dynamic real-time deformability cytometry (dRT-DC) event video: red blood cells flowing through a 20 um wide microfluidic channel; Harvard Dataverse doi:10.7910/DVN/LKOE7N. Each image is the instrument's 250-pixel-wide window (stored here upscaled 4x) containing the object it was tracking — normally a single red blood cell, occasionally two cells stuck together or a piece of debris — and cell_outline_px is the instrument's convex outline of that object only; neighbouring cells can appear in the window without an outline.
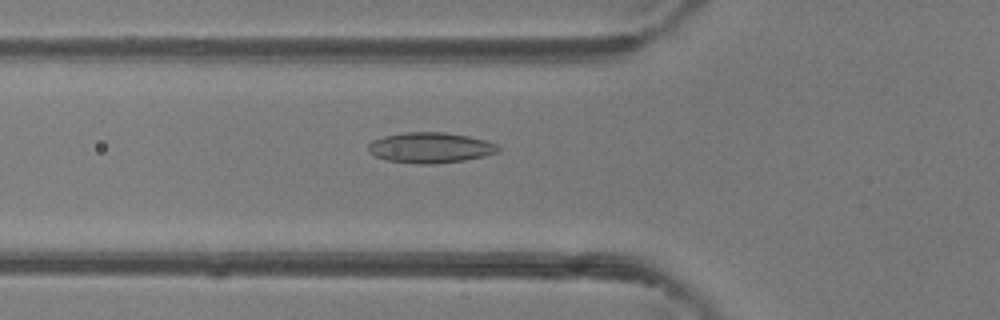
{"species": "common noctule bat (a hibernating species)", "species_latin": "Nyctalus noctula", "temperature_condition": "room temperature", "stored_images_in_passage": 43, "camera_frame_rate_fps": 3000, "um_per_image_px": 0.085, "animal": {"sex": "female"}, "frame": {"image": 1, "passage_image": 13, "time_ms": 4.0, "image_size_px": [1000, 320], "cell_outline_px": [[500, 148], [496, 152], [484, 156], [464, 160], [428, 164], [420, 164], [388, 160], [376, 156], [368, 152], [368, 144], [372, 140], [384, 136], [408, 132], [444, 132], [468, 136], [484, 140], [496, 144]], "centroid_in_image_um": [36.55, 12.54], "position_along_channel_um": 89.2, "area_um2": 22.83}}
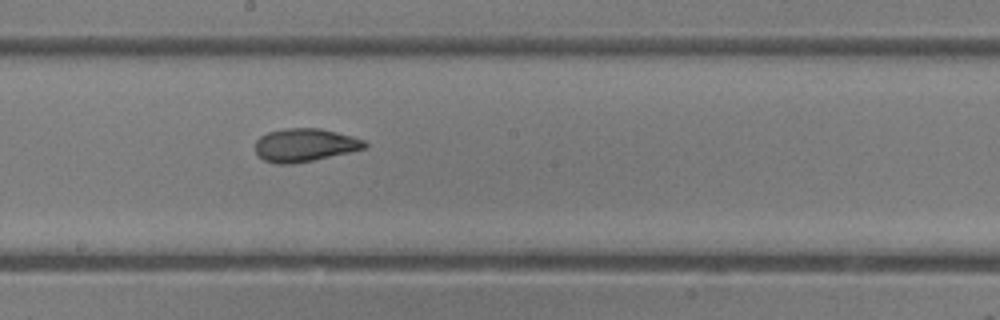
{"frame": {"image": 2, "passage_image": 22, "time_ms": 7.0, "image_size_px": [1000, 320], "cell_outline_px": [[368, 148], [312, 160], [292, 164], [276, 164], [264, 160], [256, 152], [256, 140], [260, 136], [268, 132], [284, 128], [320, 128], [352, 136], [364, 140], [368, 144]], "centroid_in_image_um": [25.92, 12.32], "position_along_channel_um": 222.3, "area_um2": 21.1}}
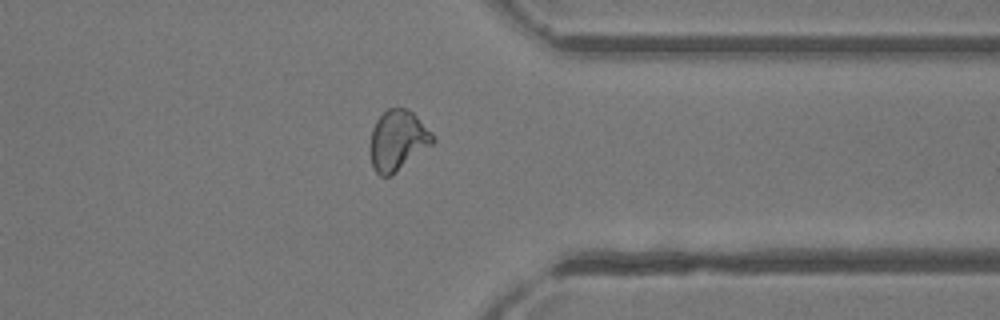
{"frame": {"image": 3, "passage_image": 33, "time_ms": 10.667, "image_size_px": [1000, 320], "cell_outline_px": [[436, 140], [432, 144], [392, 176], [380, 176], [372, 168], [372, 128], [376, 120], [388, 108], [408, 108], [436, 136]], "centroid_in_image_um": [33.84, 11.94], "position_along_channel_um": 377.6, "area_um2": 21.79}, "authors_computed_cell_mechanics": {"area_um2": 21.964, "velocity_mm_per_s": 4.4066, "shape_relaxation_time_tau1_ms": 8.6892, "shape_relaxation_time_tau2_ms": 1.6027, "deformation_change_tau1": 0.2233, "deformation_change_tau2": 0.0823}}